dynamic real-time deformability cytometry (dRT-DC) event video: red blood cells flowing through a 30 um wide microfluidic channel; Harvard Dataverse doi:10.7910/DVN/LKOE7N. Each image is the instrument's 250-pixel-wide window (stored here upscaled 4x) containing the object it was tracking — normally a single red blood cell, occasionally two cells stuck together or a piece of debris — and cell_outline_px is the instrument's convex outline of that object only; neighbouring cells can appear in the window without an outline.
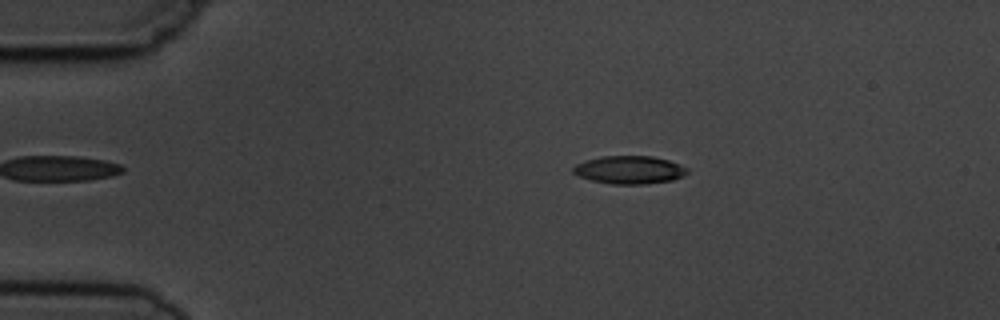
{"species": "common noctule bat (a hibernating species)", "species_latin": "Nyctalus noctula", "temperature_condition": "cold", "stored_images_in_passage": 9, "camera_frame_rate_fps": 3000, "um_per_image_px": 0.085, "animal": {"sex": "male", "body_mass_g": 19.5, "forearm_length_mm": 54.6}, "frame": {"image": 1, "passage_image": 3, "time_ms": 2.333, "image_size_px": [1000, 320], "cell_outline_px": [[688, 172], [684, 176], [672, 180], [644, 184], [612, 184], [592, 180], [580, 176], [572, 172], [572, 168], [576, 164], [584, 160], [600, 156], [652, 156], [668, 160], [680, 164], [688, 168]], "centroid_in_image_um": [53.5, 14.43], "position_along_channel_um": 31.5, "area_um2": 18.67}}
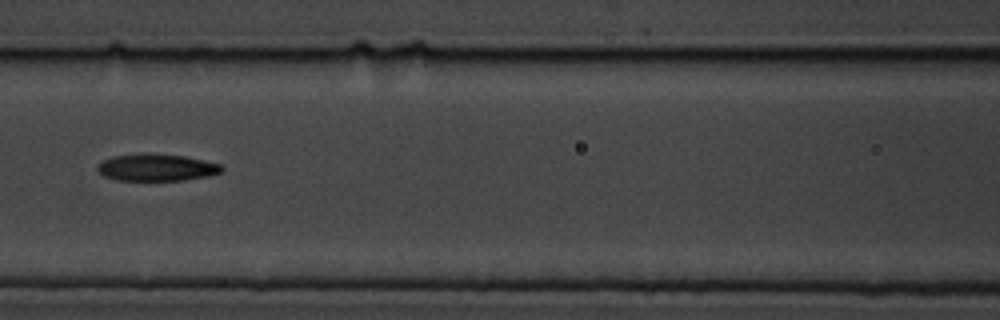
{"frame": {"image": 2, "passage_image": 7, "time_ms": 7.0, "image_size_px": [1000, 320], "cell_outline_px": [[224, 172], [208, 176], [184, 180], [116, 180], [104, 176], [96, 168], [104, 160], [112, 156], [144, 152], [148, 152], [184, 156], [204, 160], [220, 164], [224, 168]], "centroid_in_image_um": [13.34, 14.22], "position_along_channel_um": 153.3, "area_um2": 19.77}}
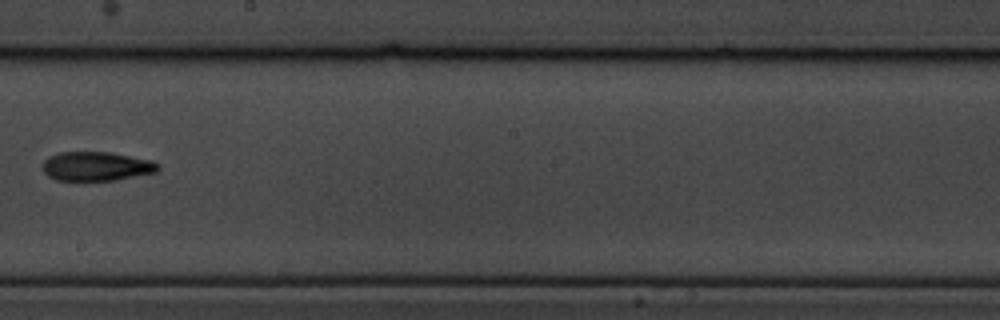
{"frame": {"image": 3, "passage_image": 9, "time_ms": 9.333, "image_size_px": [1000, 320], "cell_outline_px": [[160, 168], [156, 172], [116, 180], [76, 184], [56, 180], [48, 176], [40, 168], [44, 160], [48, 156], [60, 152], [108, 152], [152, 160]], "centroid_in_image_um": [8.09, 14.19], "position_along_channel_um": 240.1, "area_um2": 20.46}}